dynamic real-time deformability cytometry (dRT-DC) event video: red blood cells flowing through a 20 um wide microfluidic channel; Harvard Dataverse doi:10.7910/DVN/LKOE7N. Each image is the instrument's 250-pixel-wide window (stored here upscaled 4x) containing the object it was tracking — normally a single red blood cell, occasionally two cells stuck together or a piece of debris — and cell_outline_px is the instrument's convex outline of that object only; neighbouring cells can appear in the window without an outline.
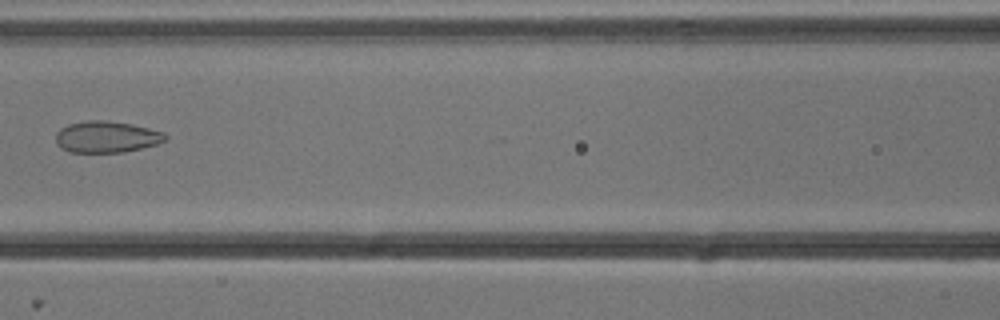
{"species": "common noctule bat (a hibernating species)", "species_latin": "Nyctalus noctula", "temperature_condition": "cold", "stored_images_in_passage": 9, "camera_frame_rate_fps": 3000, "um_per_image_px": 0.085, "animal": {"sex": "male", "body_mass_g": 13.3}, "frame": {"image": 1, "passage_image": 8, "time_ms": 2.333, "image_size_px": [1000, 320], "cell_outline_px": [[168, 140], [156, 144], [124, 152], [68, 152], [60, 148], [56, 144], [56, 132], [60, 128], [68, 124], [84, 120], [104, 120], [132, 124], [164, 132], [168, 136]], "centroid_in_image_um": [9.04, 11.63], "position_along_channel_um": 157.6, "area_um2": 20.29}}
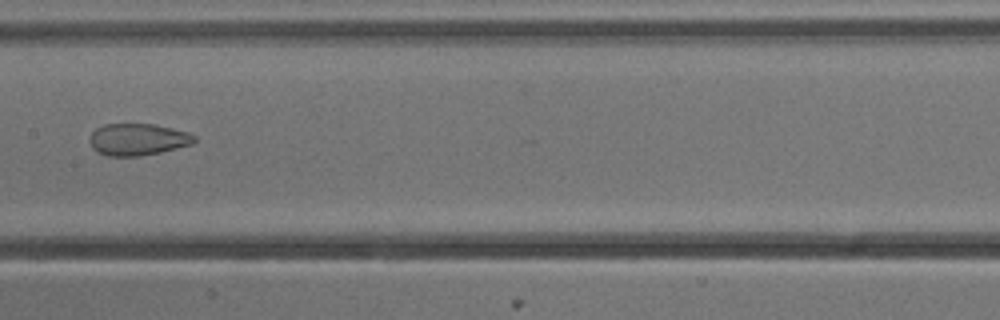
{"frame": {"image": 2, "passage_image": 9, "time_ms": 2.667, "image_size_px": [1000, 320], "cell_outline_px": [[196, 140], [192, 144], [160, 152], [140, 156], [108, 156], [96, 152], [92, 148], [88, 140], [92, 132], [96, 128], [104, 124], [156, 124], [188, 132], [196, 136]], "centroid_in_image_um": [11.69, 11.85], "position_along_channel_um": 195.7, "area_um2": 19.59}}